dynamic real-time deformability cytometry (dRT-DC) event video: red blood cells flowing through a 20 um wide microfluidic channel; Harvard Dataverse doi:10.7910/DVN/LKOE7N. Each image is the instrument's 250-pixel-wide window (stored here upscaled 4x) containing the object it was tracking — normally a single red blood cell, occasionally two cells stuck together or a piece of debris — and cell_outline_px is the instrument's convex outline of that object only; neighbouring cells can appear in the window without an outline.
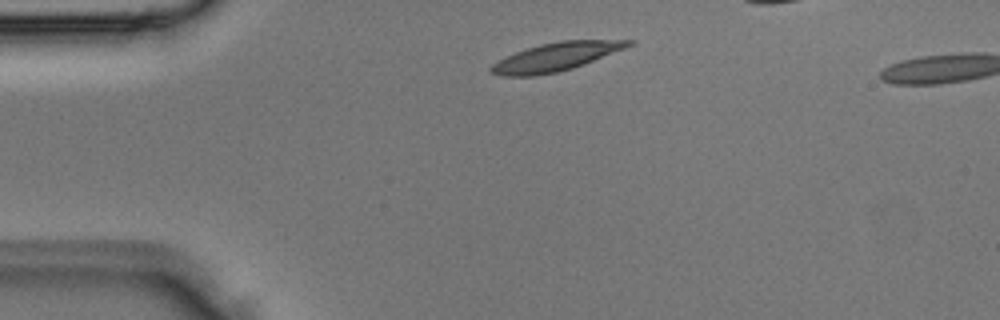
{"species": "Egyptian fruit bat (a non-hibernating species)", "species_latin": "Rousettus aegyptiacus", "temperature_condition": "room temperature", "stored_images_in_passage": 3, "camera_frame_rate_fps": 3000, "um_per_image_px": 0.085, "animal": {"sex": "male"}, "frame": {"image": 1, "passage_image": 1, "time_ms": 0.0, "image_size_px": [1000, 320], "cell_outline_px": [[636, 40], [632, 44], [624, 48], [584, 64], [572, 68], [556, 72], [532, 76], [500, 76], [488, 72], [488, 68], [492, 64], [516, 52], [540, 44], [560, 40]], "centroid_in_image_um": [47.2, 4.84], "position_along_channel_um": 37.8, "area_um2": 22.37}}